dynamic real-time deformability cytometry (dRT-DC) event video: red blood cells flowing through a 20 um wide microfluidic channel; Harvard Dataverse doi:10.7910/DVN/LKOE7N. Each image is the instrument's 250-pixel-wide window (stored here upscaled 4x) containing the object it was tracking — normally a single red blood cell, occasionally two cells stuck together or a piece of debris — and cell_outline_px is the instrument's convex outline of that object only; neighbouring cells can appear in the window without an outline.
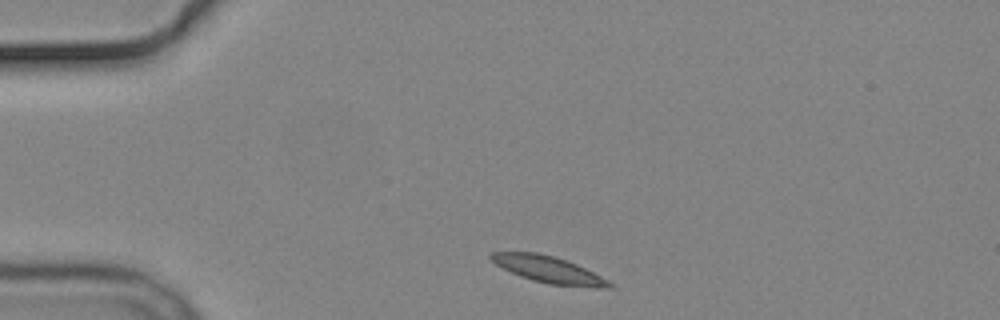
{"species": "common noctule bat (a hibernating species)", "species_latin": "Nyctalus noctula", "temperature_condition": "cold", "stored_images_in_passage": 2, "camera_frame_rate_fps": 3000, "um_per_image_px": 0.085, "animal": {"sex": "male", "body_mass_g": 19.2, "forearm_length_mm": 51.8}, "frame": {"image": 1, "passage_image": 1, "time_ms": 0.0, "image_size_px": [1000, 320], "cell_outline_px": [[612, 288], [596, 288], [548, 284], [532, 280], [520, 276], [496, 264], [488, 256], [492, 252], [536, 252], [556, 256], [576, 264], [608, 280], [612, 284]], "centroid_in_image_um": [46.64, 22.91], "position_along_channel_um": 38.4, "area_um2": 18.26}}